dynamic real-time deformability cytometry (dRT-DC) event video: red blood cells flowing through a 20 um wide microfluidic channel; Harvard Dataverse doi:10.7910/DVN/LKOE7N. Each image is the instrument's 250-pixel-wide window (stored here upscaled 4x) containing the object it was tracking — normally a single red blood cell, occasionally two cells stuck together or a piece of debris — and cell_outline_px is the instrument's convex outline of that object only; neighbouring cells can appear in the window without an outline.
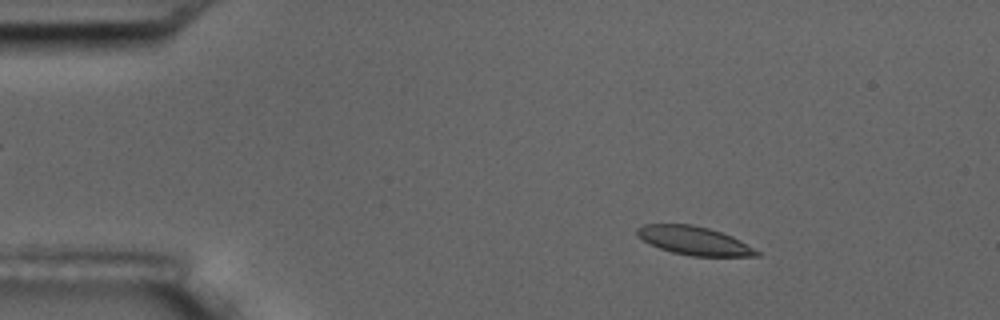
{"species": "common noctule bat (a hibernating species)", "species_latin": "Nyctalus noctula", "temperature_condition": "room temperature", "stored_images_in_passage": 4, "camera_frame_rate_fps": 3000, "um_per_image_px": 0.085, "animal": {"sex": "male", "body_mass_g": 17.5, "forearm_length_mm": 52.3}, "frame": {"image": 1, "passage_image": 2, "time_ms": 1.0, "image_size_px": [1000, 320], "cell_outline_px": [[760, 256], [692, 256], [672, 252], [660, 248], [644, 240], [636, 232], [636, 228], [644, 224], [692, 224], [708, 228], [732, 236], [740, 240], [760, 252]], "centroid_in_image_um": [59.02, 20.45], "position_along_channel_um": 26.0, "area_um2": 19.59}}